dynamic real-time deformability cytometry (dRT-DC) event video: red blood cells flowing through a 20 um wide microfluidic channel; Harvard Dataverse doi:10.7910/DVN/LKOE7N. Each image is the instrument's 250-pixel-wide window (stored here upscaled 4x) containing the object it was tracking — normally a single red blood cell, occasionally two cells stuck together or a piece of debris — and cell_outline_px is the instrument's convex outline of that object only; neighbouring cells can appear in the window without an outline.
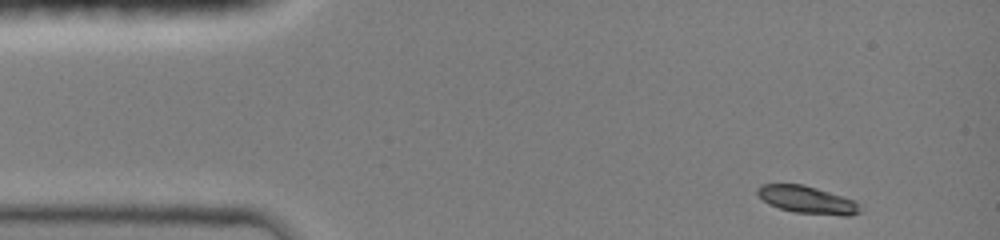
{"species": "common noctule bat (a hibernating species)", "species_latin": "Nyctalus noctula", "temperature_condition": "room temperature", "stored_images_in_passage": 30, "camera_frame_rate_fps": 3000, "um_per_image_px": 0.085, "animal": {"sex": "female", "body_mass_g": 19.0, "forearm_length_mm": 51.5}, "frame": {"image": 1, "passage_image": 1, "time_ms": 0.0, "image_size_px": [1000, 240], "cell_outline_px": [[860, 212], [848, 216], [844, 216], [792, 212], [768, 204], [756, 192], [756, 188], [764, 184], [800, 184], [816, 188], [852, 200], [860, 204]], "centroid_in_image_um": [68.59, 17.0], "position_along_channel_um": 16.4, "area_um2": 16.18}}
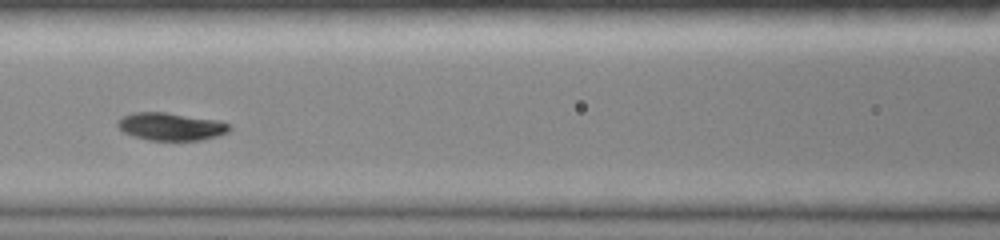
{"frame": {"image": 2, "passage_image": 17, "time_ms": 5.333, "image_size_px": [1000, 240], "cell_outline_px": [[232, 128], [228, 132], [216, 136], [200, 140], [148, 140], [124, 132], [116, 124], [124, 116], [132, 112], [164, 112], [216, 120], [228, 124]], "centroid_in_image_um": [14.53, 10.75], "position_along_channel_um": 152.1, "area_um2": 17.69}}
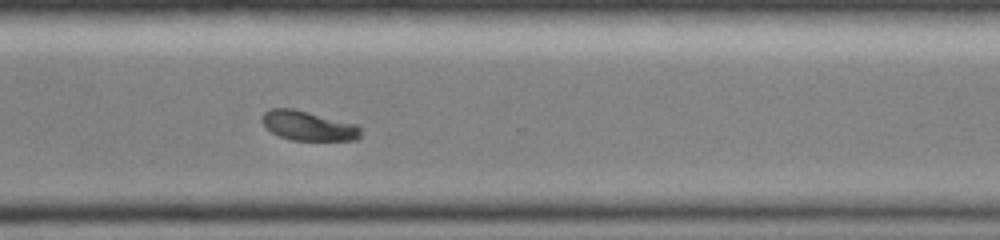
{"frame": {"image": 3, "passage_image": 30, "time_ms": 10.0, "image_size_px": [1000, 240], "cell_outline_px": [[360, 136], [356, 140], [292, 140], [280, 136], [272, 132], [260, 120], [264, 112], [272, 108], [292, 108], [356, 124], [360, 128]], "centroid_in_image_um": [26.19, 10.69], "position_along_channel_um": 344.4, "area_um2": 16.76}}